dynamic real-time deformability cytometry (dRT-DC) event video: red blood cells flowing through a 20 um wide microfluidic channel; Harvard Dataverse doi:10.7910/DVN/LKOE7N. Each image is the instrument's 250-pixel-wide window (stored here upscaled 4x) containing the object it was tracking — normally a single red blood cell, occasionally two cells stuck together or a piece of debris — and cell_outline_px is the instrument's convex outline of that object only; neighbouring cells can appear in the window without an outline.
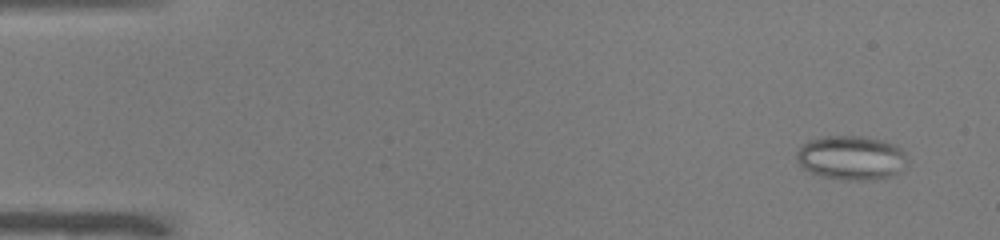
{"species": "common noctule bat (a hibernating species)", "species_latin": "Nyctalus noctula", "temperature_condition": "warm", "stored_images_in_passage": 51, "camera_frame_rate_fps": 3000, "um_per_image_px": 0.085, "animal": {"sex": "male", "body_mass_g": 19.0, "forearm_length_mm": 50.8}, "frame": {"image": 1, "passage_image": 4, "time_ms": 1.0, "image_size_px": [1000, 240], "cell_outline_px": [[908, 164], [900, 172], [888, 176], [864, 180], [840, 180], [820, 176], [808, 172], [796, 160], [796, 152], [808, 140], [820, 136], [864, 136], [884, 140], [896, 144], [904, 152], [908, 160]], "centroid_in_image_um": [72.36, 13.4], "position_along_channel_um": 12.6, "area_um2": 28.9}}
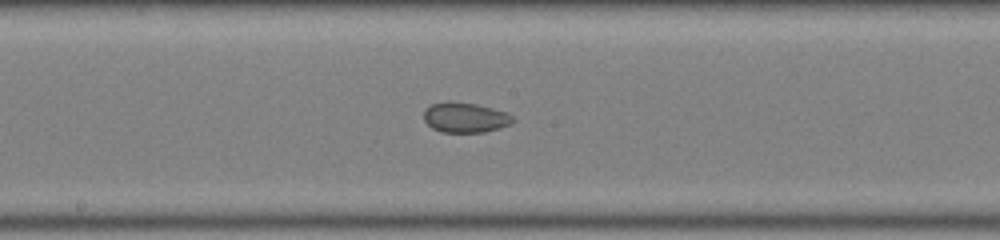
{"frame": {"image": 2, "passage_image": 28, "time_ms": 9.0, "image_size_px": [1000, 240], "cell_outline_px": [[516, 120], [512, 124], [500, 128], [484, 132], [440, 132], [432, 128], [424, 120], [424, 108], [432, 104], [476, 104], [492, 108], [504, 112], [512, 116]], "centroid_in_image_um": [39.57, 10.04], "position_along_channel_um": 208.6, "area_um2": 15.14}}
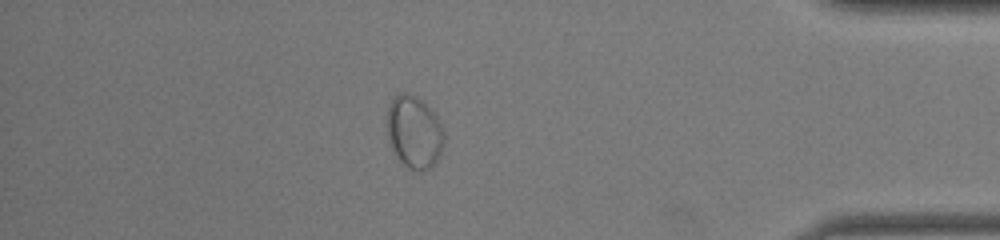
{"frame": {"image": 3, "passage_image": 45, "time_ms": 14.667, "image_size_px": [1000, 240], "cell_outline_px": [[444, 144], [440, 156], [424, 172], [416, 172], [408, 168], [396, 156], [388, 140], [384, 120], [388, 104], [400, 92], [408, 92], [416, 96], [436, 116], [444, 132]], "centroid_in_image_um": [35.16, 11.23], "position_along_channel_um": 400.0, "area_um2": 24.45}}